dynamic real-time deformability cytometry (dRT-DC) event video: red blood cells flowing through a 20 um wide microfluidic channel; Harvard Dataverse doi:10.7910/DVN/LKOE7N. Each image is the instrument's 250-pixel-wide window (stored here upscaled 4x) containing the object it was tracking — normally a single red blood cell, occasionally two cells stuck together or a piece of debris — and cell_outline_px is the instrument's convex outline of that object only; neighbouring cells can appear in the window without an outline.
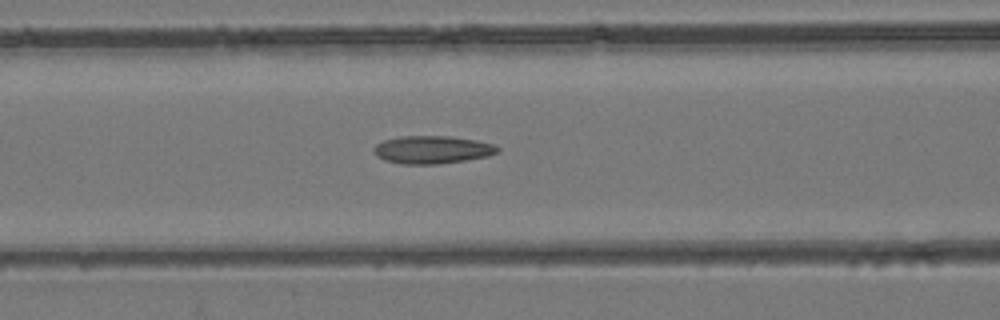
{"species": "common noctule bat (a hibernating species)", "species_latin": "Nyctalus noctula", "temperature_condition": "room temperature", "stored_images_in_passage": 49, "camera_frame_rate_fps": 3000, "um_per_image_px": 0.085, "animal": {"sex": "female", "body_mass_g": 24.6, "forearm_length_mm": 56.2}, "frame": {"image": 1, "passage_image": 21, "time_ms": 6.667, "image_size_px": [1000, 320], "cell_outline_px": [[500, 148], [496, 152], [488, 156], [464, 160], [436, 164], [400, 164], [384, 160], [376, 156], [372, 148], [376, 144], [384, 140], [400, 136], [448, 136], [476, 140], [492, 144]], "centroid_in_image_um": [36.68, 12.72], "position_along_channel_um": 129.9, "area_um2": 20.0}}
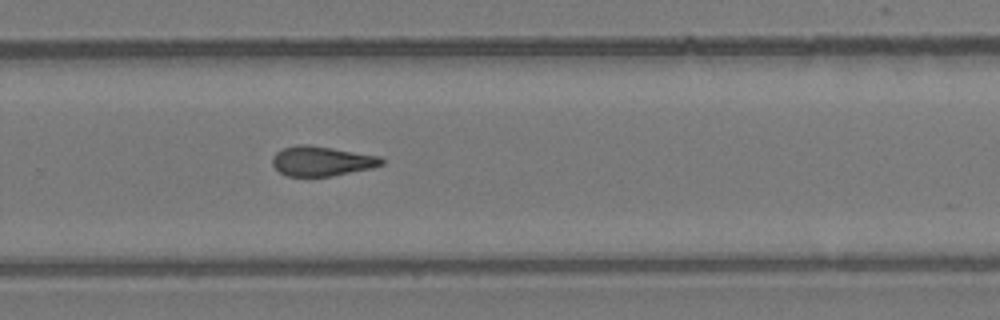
{"frame": {"image": 2, "passage_image": 33, "time_ms": 10.667, "image_size_px": [1000, 320], "cell_outline_px": [[384, 164], [372, 168], [332, 176], [288, 176], [280, 172], [272, 164], [272, 156], [280, 148], [296, 144], [308, 144], [380, 156], [384, 160]], "centroid_in_image_um": [27.32, 13.68], "position_along_channel_um": 302.5, "area_um2": 19.07}}
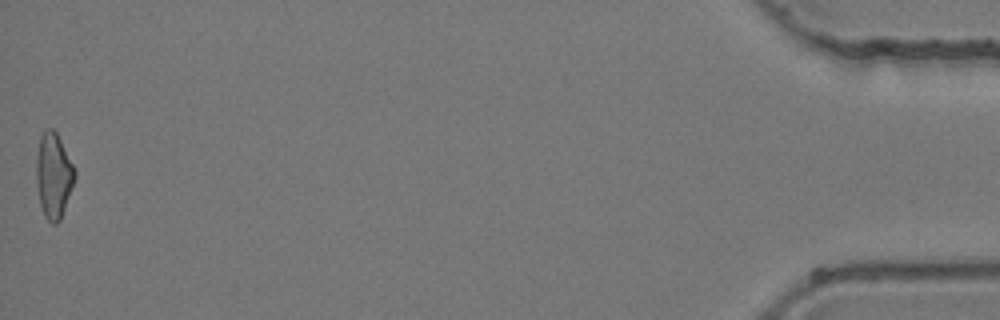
{"frame": {"image": 3, "passage_image": 49, "time_ms": 16.0, "image_size_px": [1000, 320], "cell_outline_px": [[76, 176], [60, 220], [56, 224], [52, 224], [44, 216], [40, 204], [36, 180], [36, 156], [40, 136], [44, 128], [52, 128], [56, 132], [76, 172]], "centroid_in_image_um": [4.53, 14.91], "position_along_channel_um": 430.7, "area_um2": 18.96}}